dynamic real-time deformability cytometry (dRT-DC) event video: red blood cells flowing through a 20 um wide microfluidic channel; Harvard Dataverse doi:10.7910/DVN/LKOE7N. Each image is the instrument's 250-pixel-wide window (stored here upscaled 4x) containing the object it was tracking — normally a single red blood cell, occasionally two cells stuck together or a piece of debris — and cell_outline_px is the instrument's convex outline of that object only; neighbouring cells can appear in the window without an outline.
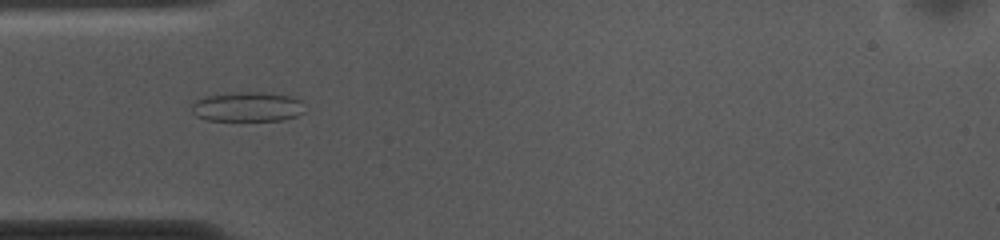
{"species": "common noctule bat (a hibernating species)", "species_latin": "Nyctalus noctula", "temperature_condition": "cold", "stored_images_in_passage": 53, "camera_frame_rate_fps": 3000, "um_per_image_px": 0.085, "animal": {"sex": "female", "body_mass_g": 10.0, "forearm_length_mm": 53.1}, "frame": {"image": 1, "passage_image": 15, "time_ms": 4.667, "image_size_px": [1000, 240], "cell_outline_px": [[304, 112], [296, 116], [284, 120], [208, 120], [196, 116], [192, 112], [192, 104], [196, 100], [204, 96], [236, 92], [260, 92], [288, 96], [300, 100]], "centroid_in_image_um": [21.0, 9.08], "position_along_channel_um": 64.0, "area_um2": 19.36}}
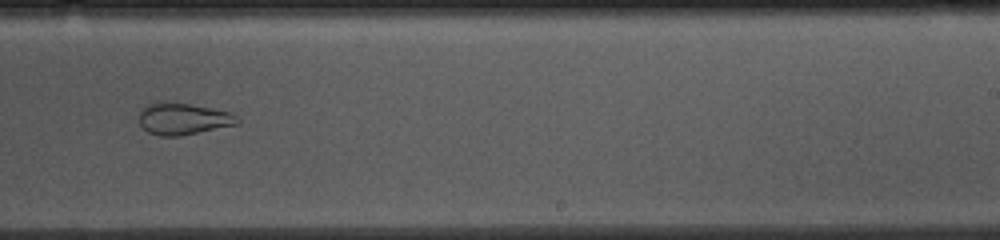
{"frame": {"image": 2, "passage_image": 32, "time_ms": 10.333, "image_size_px": [1000, 240], "cell_outline_px": [[240, 124], [180, 136], [160, 136], [148, 132], [140, 124], [140, 108], [148, 104], [168, 100], [192, 104], [232, 112], [240, 116]], "centroid_in_image_um": [15.62, 10.08], "position_along_channel_um": 273.4, "area_um2": 18.67}}
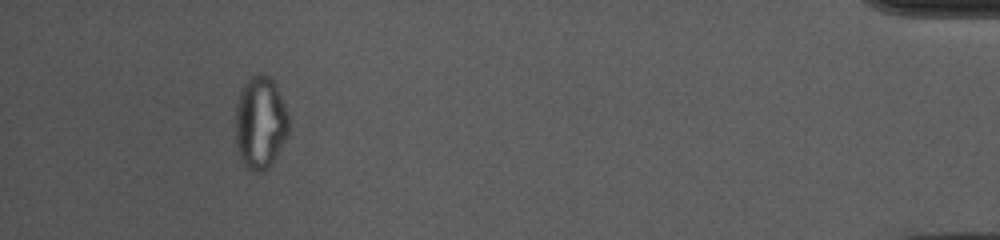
{"frame": {"image": 3, "passage_image": 49, "time_ms": 16.0, "image_size_px": [1000, 240], "cell_outline_px": [[288, 132], [276, 156], [268, 168], [252, 172], [240, 160], [236, 148], [236, 104], [240, 92], [244, 84], [256, 72], [264, 72], [272, 80], [280, 96], [288, 116]], "centroid_in_image_um": [22.09, 10.42], "position_along_channel_um": 413.1, "area_um2": 28.44}, "authors_computed_cell_mechanics": {"area_um2": 24.0448, "velocity_mm_per_s": 3.7008, "shape_relaxation_time_tau1_ms": null, "shape_relaxation_time_tau2_ms": 2.0672, "deformation_change_tau1": null, "deformation_change_tau2": 0.0711}}